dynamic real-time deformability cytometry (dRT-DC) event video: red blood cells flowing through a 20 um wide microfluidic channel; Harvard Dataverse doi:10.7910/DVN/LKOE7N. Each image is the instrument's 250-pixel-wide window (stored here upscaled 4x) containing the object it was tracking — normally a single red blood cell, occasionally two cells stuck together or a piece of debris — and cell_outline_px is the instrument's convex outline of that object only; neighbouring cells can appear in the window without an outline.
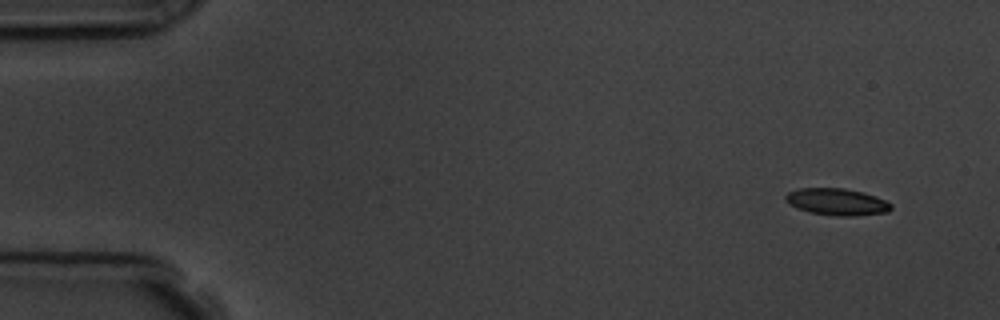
{"species": "common noctule bat (a hibernating species)", "species_latin": "Nyctalus noctula", "temperature_condition": "room temperature", "stored_images_in_passage": 8, "camera_frame_rate_fps": 3000, "um_per_image_px": 0.085, "animal": {"sex": "male", "body_mass_g": 19.5, "forearm_length_mm": 54.6}, "frame": {"image": 1, "passage_image": 1, "time_ms": 0.0, "image_size_px": [1000, 320], "cell_outline_px": [[892, 208], [888, 212], [852, 216], [836, 216], [808, 212], [796, 208], [788, 204], [784, 196], [788, 192], [796, 188], [844, 188], [864, 192], [876, 196], [892, 204]], "centroid_in_image_um": [71.11, 17.15], "position_along_channel_um": 13.9, "area_um2": 16.7}}
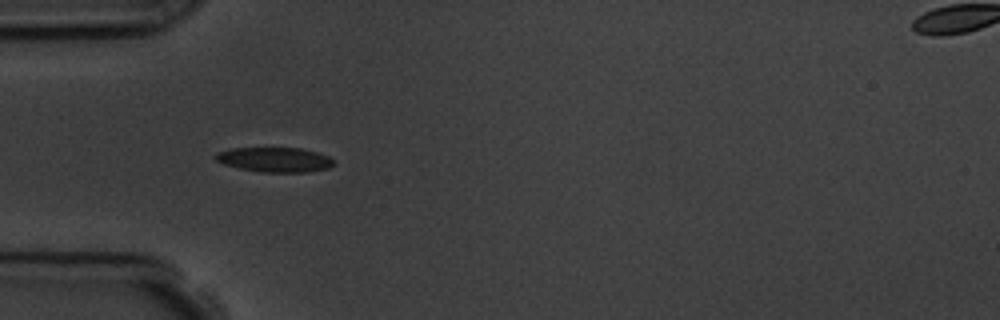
{"frame": {"image": 2, "passage_image": 5, "time_ms": 4.333, "image_size_px": [1000, 320], "cell_outline_px": [[336, 164], [328, 168], [308, 172], [264, 172], [240, 168], [224, 164], [216, 160], [212, 156], [216, 152], [228, 148], [300, 148], [316, 152], [328, 156]], "centroid_in_image_um": [23.32, 13.56], "position_along_channel_um": 61.7, "area_um2": 17.05}}